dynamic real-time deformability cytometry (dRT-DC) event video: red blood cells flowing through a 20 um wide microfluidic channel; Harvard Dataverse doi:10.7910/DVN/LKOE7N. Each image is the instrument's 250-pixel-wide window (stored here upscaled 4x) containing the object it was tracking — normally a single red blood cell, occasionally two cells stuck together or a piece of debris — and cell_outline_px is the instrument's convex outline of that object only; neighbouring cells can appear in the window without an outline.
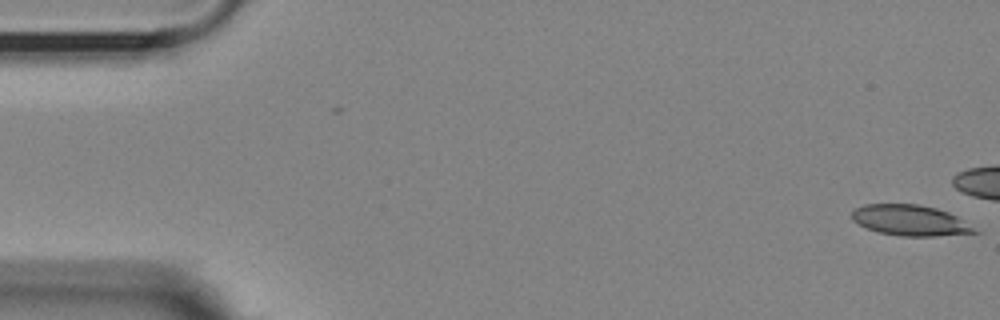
{"species": "Egyptian fruit bat (a non-hibernating species)", "species_latin": "Rousettus aegyptiacus", "temperature_condition": "room temperature", "stored_images_in_passage": 9, "camera_frame_rate_fps": 3000, "um_per_image_px": 0.085, "animal": {"sex": "female"}, "frame": {"image": 1, "passage_image": 1, "time_ms": 0.0, "image_size_px": [1000, 320], "cell_outline_px": [[984, 232], [936, 236], [900, 236], [876, 232], [852, 220], [852, 212], [856, 208], [864, 204], [916, 204], [936, 208], [948, 212], [956, 216]], "centroid_in_image_um": [77.41, 18.74], "position_along_channel_um": 7.6, "area_um2": 22.02}}